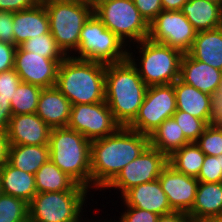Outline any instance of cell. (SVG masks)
Segmentation results:
<instances>
[{"label": "cell", "mask_w": 222, "mask_h": 222, "mask_svg": "<svg viewBox=\"0 0 222 222\" xmlns=\"http://www.w3.org/2000/svg\"><path fill=\"white\" fill-rule=\"evenodd\" d=\"M148 145L149 136L124 126L109 136L91 141V189H106Z\"/></svg>", "instance_id": "obj_1"}, {"label": "cell", "mask_w": 222, "mask_h": 222, "mask_svg": "<svg viewBox=\"0 0 222 222\" xmlns=\"http://www.w3.org/2000/svg\"><path fill=\"white\" fill-rule=\"evenodd\" d=\"M147 87L128 59L105 64V102L120 126L127 127L135 119Z\"/></svg>", "instance_id": "obj_2"}, {"label": "cell", "mask_w": 222, "mask_h": 222, "mask_svg": "<svg viewBox=\"0 0 222 222\" xmlns=\"http://www.w3.org/2000/svg\"><path fill=\"white\" fill-rule=\"evenodd\" d=\"M55 86L72 105L105 101V64L67 56L59 64Z\"/></svg>", "instance_id": "obj_3"}, {"label": "cell", "mask_w": 222, "mask_h": 222, "mask_svg": "<svg viewBox=\"0 0 222 222\" xmlns=\"http://www.w3.org/2000/svg\"><path fill=\"white\" fill-rule=\"evenodd\" d=\"M50 160L79 185L91 189V141L68 127L52 128Z\"/></svg>", "instance_id": "obj_4"}, {"label": "cell", "mask_w": 222, "mask_h": 222, "mask_svg": "<svg viewBox=\"0 0 222 222\" xmlns=\"http://www.w3.org/2000/svg\"><path fill=\"white\" fill-rule=\"evenodd\" d=\"M136 49L140 54L137 57H140L137 59L138 62H135L137 60L129 49L127 59L147 86L173 84L180 78L184 54L179 50L151 41L149 38L137 43Z\"/></svg>", "instance_id": "obj_5"}, {"label": "cell", "mask_w": 222, "mask_h": 222, "mask_svg": "<svg viewBox=\"0 0 222 222\" xmlns=\"http://www.w3.org/2000/svg\"><path fill=\"white\" fill-rule=\"evenodd\" d=\"M45 5L50 33L66 56L74 55L79 46L83 25L94 9L79 0H41ZM72 51V52H71Z\"/></svg>", "instance_id": "obj_6"}, {"label": "cell", "mask_w": 222, "mask_h": 222, "mask_svg": "<svg viewBox=\"0 0 222 222\" xmlns=\"http://www.w3.org/2000/svg\"><path fill=\"white\" fill-rule=\"evenodd\" d=\"M71 56L76 59L113 64L127 60L128 49L125 43L107 29L93 13L83 25L78 49Z\"/></svg>", "instance_id": "obj_7"}, {"label": "cell", "mask_w": 222, "mask_h": 222, "mask_svg": "<svg viewBox=\"0 0 222 222\" xmlns=\"http://www.w3.org/2000/svg\"><path fill=\"white\" fill-rule=\"evenodd\" d=\"M94 13L130 50L132 43L134 46L149 37V24L133 0H107L100 3Z\"/></svg>", "instance_id": "obj_8"}, {"label": "cell", "mask_w": 222, "mask_h": 222, "mask_svg": "<svg viewBox=\"0 0 222 222\" xmlns=\"http://www.w3.org/2000/svg\"><path fill=\"white\" fill-rule=\"evenodd\" d=\"M88 192L37 193L29 203V222H80Z\"/></svg>", "instance_id": "obj_9"}, {"label": "cell", "mask_w": 222, "mask_h": 222, "mask_svg": "<svg viewBox=\"0 0 222 222\" xmlns=\"http://www.w3.org/2000/svg\"><path fill=\"white\" fill-rule=\"evenodd\" d=\"M176 110L174 83L148 86L135 119L127 127L149 136Z\"/></svg>", "instance_id": "obj_10"}, {"label": "cell", "mask_w": 222, "mask_h": 222, "mask_svg": "<svg viewBox=\"0 0 222 222\" xmlns=\"http://www.w3.org/2000/svg\"><path fill=\"white\" fill-rule=\"evenodd\" d=\"M197 31L181 10L161 11L149 24V39L187 54Z\"/></svg>", "instance_id": "obj_11"}, {"label": "cell", "mask_w": 222, "mask_h": 222, "mask_svg": "<svg viewBox=\"0 0 222 222\" xmlns=\"http://www.w3.org/2000/svg\"><path fill=\"white\" fill-rule=\"evenodd\" d=\"M93 141L113 134L120 125L115 121L105 101L72 105L67 125Z\"/></svg>", "instance_id": "obj_12"}, {"label": "cell", "mask_w": 222, "mask_h": 222, "mask_svg": "<svg viewBox=\"0 0 222 222\" xmlns=\"http://www.w3.org/2000/svg\"><path fill=\"white\" fill-rule=\"evenodd\" d=\"M167 164L168 157L148 145L140 156L125 166L106 188L118 189L120 195H123L134 186L158 179Z\"/></svg>", "instance_id": "obj_13"}, {"label": "cell", "mask_w": 222, "mask_h": 222, "mask_svg": "<svg viewBox=\"0 0 222 222\" xmlns=\"http://www.w3.org/2000/svg\"><path fill=\"white\" fill-rule=\"evenodd\" d=\"M59 64L56 59L42 57L35 52H27L20 46L16 48L14 70L22 82L42 89L54 87L57 82Z\"/></svg>", "instance_id": "obj_14"}, {"label": "cell", "mask_w": 222, "mask_h": 222, "mask_svg": "<svg viewBox=\"0 0 222 222\" xmlns=\"http://www.w3.org/2000/svg\"><path fill=\"white\" fill-rule=\"evenodd\" d=\"M173 211L189 213L192 209L199 181L176 171L167 164L158 178Z\"/></svg>", "instance_id": "obj_15"}, {"label": "cell", "mask_w": 222, "mask_h": 222, "mask_svg": "<svg viewBox=\"0 0 222 222\" xmlns=\"http://www.w3.org/2000/svg\"><path fill=\"white\" fill-rule=\"evenodd\" d=\"M51 128L36 114L13 115L7 137L9 145H48Z\"/></svg>", "instance_id": "obj_16"}, {"label": "cell", "mask_w": 222, "mask_h": 222, "mask_svg": "<svg viewBox=\"0 0 222 222\" xmlns=\"http://www.w3.org/2000/svg\"><path fill=\"white\" fill-rule=\"evenodd\" d=\"M121 198L125 207L145 209L159 216L173 211L158 179L130 188Z\"/></svg>", "instance_id": "obj_17"}, {"label": "cell", "mask_w": 222, "mask_h": 222, "mask_svg": "<svg viewBox=\"0 0 222 222\" xmlns=\"http://www.w3.org/2000/svg\"><path fill=\"white\" fill-rule=\"evenodd\" d=\"M182 82L201 92L217 93L222 79V71L192 58L188 53L181 60L180 78Z\"/></svg>", "instance_id": "obj_18"}, {"label": "cell", "mask_w": 222, "mask_h": 222, "mask_svg": "<svg viewBox=\"0 0 222 222\" xmlns=\"http://www.w3.org/2000/svg\"><path fill=\"white\" fill-rule=\"evenodd\" d=\"M13 32L15 46L50 32L48 14L41 0L31 8L13 12Z\"/></svg>", "instance_id": "obj_19"}, {"label": "cell", "mask_w": 222, "mask_h": 222, "mask_svg": "<svg viewBox=\"0 0 222 222\" xmlns=\"http://www.w3.org/2000/svg\"><path fill=\"white\" fill-rule=\"evenodd\" d=\"M71 102L56 86L41 90L36 114L52 129L67 127Z\"/></svg>", "instance_id": "obj_20"}, {"label": "cell", "mask_w": 222, "mask_h": 222, "mask_svg": "<svg viewBox=\"0 0 222 222\" xmlns=\"http://www.w3.org/2000/svg\"><path fill=\"white\" fill-rule=\"evenodd\" d=\"M222 212V182H199L196 198L188 215L194 222L218 218Z\"/></svg>", "instance_id": "obj_21"}, {"label": "cell", "mask_w": 222, "mask_h": 222, "mask_svg": "<svg viewBox=\"0 0 222 222\" xmlns=\"http://www.w3.org/2000/svg\"><path fill=\"white\" fill-rule=\"evenodd\" d=\"M188 54L222 71V26L197 32Z\"/></svg>", "instance_id": "obj_22"}, {"label": "cell", "mask_w": 222, "mask_h": 222, "mask_svg": "<svg viewBox=\"0 0 222 222\" xmlns=\"http://www.w3.org/2000/svg\"><path fill=\"white\" fill-rule=\"evenodd\" d=\"M2 193L30 203L37 194L35 175L23 172L8 162L0 169Z\"/></svg>", "instance_id": "obj_23"}, {"label": "cell", "mask_w": 222, "mask_h": 222, "mask_svg": "<svg viewBox=\"0 0 222 222\" xmlns=\"http://www.w3.org/2000/svg\"><path fill=\"white\" fill-rule=\"evenodd\" d=\"M177 110L204 120L206 123L210 112L211 95L187 85L180 79L174 82Z\"/></svg>", "instance_id": "obj_24"}, {"label": "cell", "mask_w": 222, "mask_h": 222, "mask_svg": "<svg viewBox=\"0 0 222 222\" xmlns=\"http://www.w3.org/2000/svg\"><path fill=\"white\" fill-rule=\"evenodd\" d=\"M181 12L199 31H206L222 26V6L207 0H189Z\"/></svg>", "instance_id": "obj_25"}, {"label": "cell", "mask_w": 222, "mask_h": 222, "mask_svg": "<svg viewBox=\"0 0 222 222\" xmlns=\"http://www.w3.org/2000/svg\"><path fill=\"white\" fill-rule=\"evenodd\" d=\"M50 160L49 145H9L7 162L23 172L35 174Z\"/></svg>", "instance_id": "obj_26"}, {"label": "cell", "mask_w": 222, "mask_h": 222, "mask_svg": "<svg viewBox=\"0 0 222 222\" xmlns=\"http://www.w3.org/2000/svg\"><path fill=\"white\" fill-rule=\"evenodd\" d=\"M37 193L60 191H90L62 172L51 160L34 174Z\"/></svg>", "instance_id": "obj_27"}, {"label": "cell", "mask_w": 222, "mask_h": 222, "mask_svg": "<svg viewBox=\"0 0 222 222\" xmlns=\"http://www.w3.org/2000/svg\"><path fill=\"white\" fill-rule=\"evenodd\" d=\"M189 144L173 117L164 120L149 135V145L169 157L173 152Z\"/></svg>", "instance_id": "obj_28"}, {"label": "cell", "mask_w": 222, "mask_h": 222, "mask_svg": "<svg viewBox=\"0 0 222 222\" xmlns=\"http://www.w3.org/2000/svg\"><path fill=\"white\" fill-rule=\"evenodd\" d=\"M205 156L195 143H189L173 152L168 157V164L178 172L197 178Z\"/></svg>", "instance_id": "obj_29"}, {"label": "cell", "mask_w": 222, "mask_h": 222, "mask_svg": "<svg viewBox=\"0 0 222 222\" xmlns=\"http://www.w3.org/2000/svg\"><path fill=\"white\" fill-rule=\"evenodd\" d=\"M42 88L20 82L10 102L13 115L36 113Z\"/></svg>", "instance_id": "obj_30"}, {"label": "cell", "mask_w": 222, "mask_h": 222, "mask_svg": "<svg viewBox=\"0 0 222 222\" xmlns=\"http://www.w3.org/2000/svg\"><path fill=\"white\" fill-rule=\"evenodd\" d=\"M19 46L27 52H35L42 57L56 59L59 63L67 57L50 32L28 39Z\"/></svg>", "instance_id": "obj_31"}, {"label": "cell", "mask_w": 222, "mask_h": 222, "mask_svg": "<svg viewBox=\"0 0 222 222\" xmlns=\"http://www.w3.org/2000/svg\"><path fill=\"white\" fill-rule=\"evenodd\" d=\"M0 222H29V203L11 195H0Z\"/></svg>", "instance_id": "obj_32"}, {"label": "cell", "mask_w": 222, "mask_h": 222, "mask_svg": "<svg viewBox=\"0 0 222 222\" xmlns=\"http://www.w3.org/2000/svg\"><path fill=\"white\" fill-rule=\"evenodd\" d=\"M172 117L179 125L189 143H195L207 127V123L204 120L180 110H176Z\"/></svg>", "instance_id": "obj_33"}, {"label": "cell", "mask_w": 222, "mask_h": 222, "mask_svg": "<svg viewBox=\"0 0 222 222\" xmlns=\"http://www.w3.org/2000/svg\"><path fill=\"white\" fill-rule=\"evenodd\" d=\"M195 144L205 155L219 156L222 154V129L206 127Z\"/></svg>", "instance_id": "obj_34"}, {"label": "cell", "mask_w": 222, "mask_h": 222, "mask_svg": "<svg viewBox=\"0 0 222 222\" xmlns=\"http://www.w3.org/2000/svg\"><path fill=\"white\" fill-rule=\"evenodd\" d=\"M197 180L206 183L222 182V154L219 156H205Z\"/></svg>", "instance_id": "obj_35"}, {"label": "cell", "mask_w": 222, "mask_h": 222, "mask_svg": "<svg viewBox=\"0 0 222 222\" xmlns=\"http://www.w3.org/2000/svg\"><path fill=\"white\" fill-rule=\"evenodd\" d=\"M21 82L20 76L13 69L0 73V99L11 102L13 95Z\"/></svg>", "instance_id": "obj_36"}, {"label": "cell", "mask_w": 222, "mask_h": 222, "mask_svg": "<svg viewBox=\"0 0 222 222\" xmlns=\"http://www.w3.org/2000/svg\"><path fill=\"white\" fill-rule=\"evenodd\" d=\"M140 15L150 24L163 11L161 0H133Z\"/></svg>", "instance_id": "obj_37"}, {"label": "cell", "mask_w": 222, "mask_h": 222, "mask_svg": "<svg viewBox=\"0 0 222 222\" xmlns=\"http://www.w3.org/2000/svg\"><path fill=\"white\" fill-rule=\"evenodd\" d=\"M120 217L122 222H157L159 215L145 209L125 207V211Z\"/></svg>", "instance_id": "obj_38"}, {"label": "cell", "mask_w": 222, "mask_h": 222, "mask_svg": "<svg viewBox=\"0 0 222 222\" xmlns=\"http://www.w3.org/2000/svg\"><path fill=\"white\" fill-rule=\"evenodd\" d=\"M207 126L222 129V97L217 93L211 95Z\"/></svg>", "instance_id": "obj_39"}, {"label": "cell", "mask_w": 222, "mask_h": 222, "mask_svg": "<svg viewBox=\"0 0 222 222\" xmlns=\"http://www.w3.org/2000/svg\"><path fill=\"white\" fill-rule=\"evenodd\" d=\"M0 41L15 45L13 12L0 10Z\"/></svg>", "instance_id": "obj_40"}, {"label": "cell", "mask_w": 222, "mask_h": 222, "mask_svg": "<svg viewBox=\"0 0 222 222\" xmlns=\"http://www.w3.org/2000/svg\"><path fill=\"white\" fill-rule=\"evenodd\" d=\"M17 46L0 41V73L14 68Z\"/></svg>", "instance_id": "obj_41"}, {"label": "cell", "mask_w": 222, "mask_h": 222, "mask_svg": "<svg viewBox=\"0 0 222 222\" xmlns=\"http://www.w3.org/2000/svg\"><path fill=\"white\" fill-rule=\"evenodd\" d=\"M40 0H0V10L18 12L33 7Z\"/></svg>", "instance_id": "obj_42"}, {"label": "cell", "mask_w": 222, "mask_h": 222, "mask_svg": "<svg viewBox=\"0 0 222 222\" xmlns=\"http://www.w3.org/2000/svg\"><path fill=\"white\" fill-rule=\"evenodd\" d=\"M13 112L9 100L0 99V132H7Z\"/></svg>", "instance_id": "obj_43"}, {"label": "cell", "mask_w": 222, "mask_h": 222, "mask_svg": "<svg viewBox=\"0 0 222 222\" xmlns=\"http://www.w3.org/2000/svg\"><path fill=\"white\" fill-rule=\"evenodd\" d=\"M157 222H194V221L187 213L172 211L168 214L160 215Z\"/></svg>", "instance_id": "obj_44"}, {"label": "cell", "mask_w": 222, "mask_h": 222, "mask_svg": "<svg viewBox=\"0 0 222 222\" xmlns=\"http://www.w3.org/2000/svg\"><path fill=\"white\" fill-rule=\"evenodd\" d=\"M8 147L7 132H0V169L7 163Z\"/></svg>", "instance_id": "obj_45"}, {"label": "cell", "mask_w": 222, "mask_h": 222, "mask_svg": "<svg viewBox=\"0 0 222 222\" xmlns=\"http://www.w3.org/2000/svg\"><path fill=\"white\" fill-rule=\"evenodd\" d=\"M189 0H161L164 11L181 10Z\"/></svg>", "instance_id": "obj_46"}, {"label": "cell", "mask_w": 222, "mask_h": 222, "mask_svg": "<svg viewBox=\"0 0 222 222\" xmlns=\"http://www.w3.org/2000/svg\"><path fill=\"white\" fill-rule=\"evenodd\" d=\"M84 5H87L93 9H95L100 3L107 1V0H79Z\"/></svg>", "instance_id": "obj_47"}, {"label": "cell", "mask_w": 222, "mask_h": 222, "mask_svg": "<svg viewBox=\"0 0 222 222\" xmlns=\"http://www.w3.org/2000/svg\"><path fill=\"white\" fill-rule=\"evenodd\" d=\"M217 94H219L222 97V79H221V82L219 84V88H218Z\"/></svg>", "instance_id": "obj_48"}, {"label": "cell", "mask_w": 222, "mask_h": 222, "mask_svg": "<svg viewBox=\"0 0 222 222\" xmlns=\"http://www.w3.org/2000/svg\"><path fill=\"white\" fill-rule=\"evenodd\" d=\"M205 222H222V219H220V218H213V219L207 220Z\"/></svg>", "instance_id": "obj_49"}, {"label": "cell", "mask_w": 222, "mask_h": 222, "mask_svg": "<svg viewBox=\"0 0 222 222\" xmlns=\"http://www.w3.org/2000/svg\"><path fill=\"white\" fill-rule=\"evenodd\" d=\"M209 2H213L215 4L221 5L222 6V0H207Z\"/></svg>", "instance_id": "obj_50"}, {"label": "cell", "mask_w": 222, "mask_h": 222, "mask_svg": "<svg viewBox=\"0 0 222 222\" xmlns=\"http://www.w3.org/2000/svg\"><path fill=\"white\" fill-rule=\"evenodd\" d=\"M90 222H94V221H90ZM95 222H96V221H95ZM98 222H100V220H99ZM102 222H106V221L104 220V221H102ZM107 222H110V220L107 221ZM111 222H112V221H111ZM113 222H122V220H121V218L119 217V221L114 220Z\"/></svg>", "instance_id": "obj_51"}, {"label": "cell", "mask_w": 222, "mask_h": 222, "mask_svg": "<svg viewBox=\"0 0 222 222\" xmlns=\"http://www.w3.org/2000/svg\"><path fill=\"white\" fill-rule=\"evenodd\" d=\"M2 194V187H1V183H0V195Z\"/></svg>", "instance_id": "obj_52"}, {"label": "cell", "mask_w": 222, "mask_h": 222, "mask_svg": "<svg viewBox=\"0 0 222 222\" xmlns=\"http://www.w3.org/2000/svg\"><path fill=\"white\" fill-rule=\"evenodd\" d=\"M218 218L222 219V212H221V214L219 215V217H218Z\"/></svg>", "instance_id": "obj_53"}]
</instances>
